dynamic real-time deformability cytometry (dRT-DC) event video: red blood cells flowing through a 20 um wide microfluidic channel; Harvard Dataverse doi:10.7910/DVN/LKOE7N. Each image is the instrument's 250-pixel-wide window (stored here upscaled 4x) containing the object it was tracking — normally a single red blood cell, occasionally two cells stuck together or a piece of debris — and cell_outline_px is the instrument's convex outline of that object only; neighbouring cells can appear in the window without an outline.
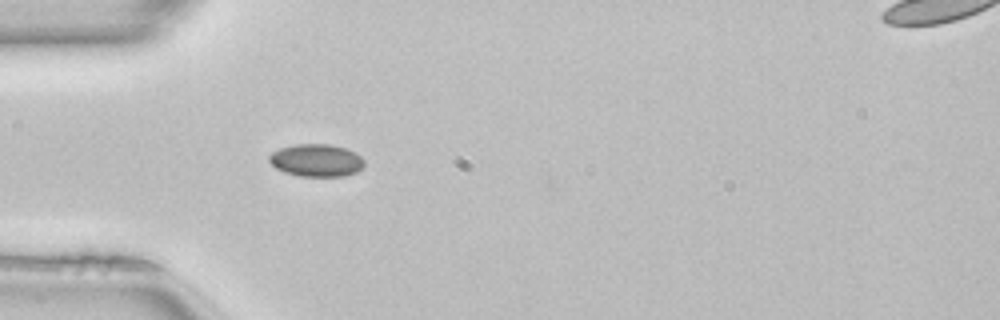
{"species": "common noctule bat (a hibernating species)", "species_latin": "Nyctalus noctula", "temperature_condition": "room temperature", "stored_images_in_passage": 36, "camera_frame_rate_fps": 3000, "um_per_image_px": 0.085, "animal": {"sex": "female", "body_mass_g": 22.7, "forearm_length_mm": 54.2}, "frame": {"image": 1, "passage_image": 1, "time_ms": 0.0, "image_size_px": [1000, 320], "cell_outline_px": [[364, 164], [356, 172], [344, 176], [300, 176], [284, 172], [276, 168], [268, 160], [268, 156], [272, 152], [280, 148], [296, 144], [328, 144], [344, 148], [356, 152], [364, 160]], "centroid_in_image_um": [26.87, 13.63], "position_along_channel_um": 58.1, "area_um2": 17.98}}
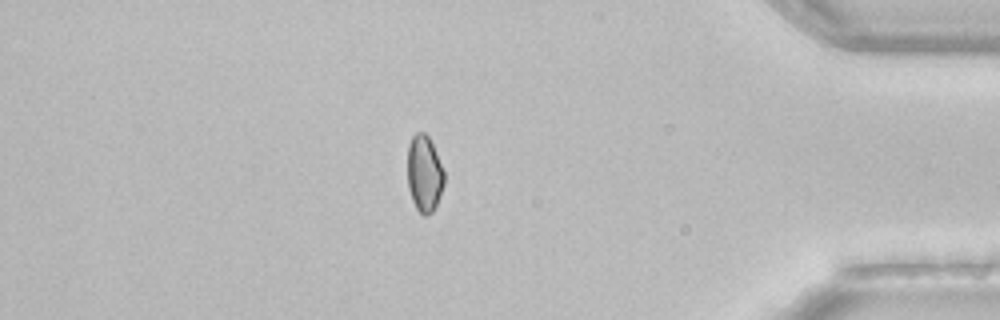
{"frame": {"image": 2, "passage_image": 29, "time_ms": 9.333, "image_size_px": [1000, 320], "cell_outline_px": [[444, 184], [436, 204], [432, 212], [428, 216], [424, 216], [416, 208], [412, 200], [408, 188], [408, 144], [412, 136], [416, 132], [424, 132], [428, 136], [436, 152], [444, 172]], "centroid_in_image_um": [36.05, 14.75], "position_along_channel_um": 399.1, "area_um2": 16.3}}
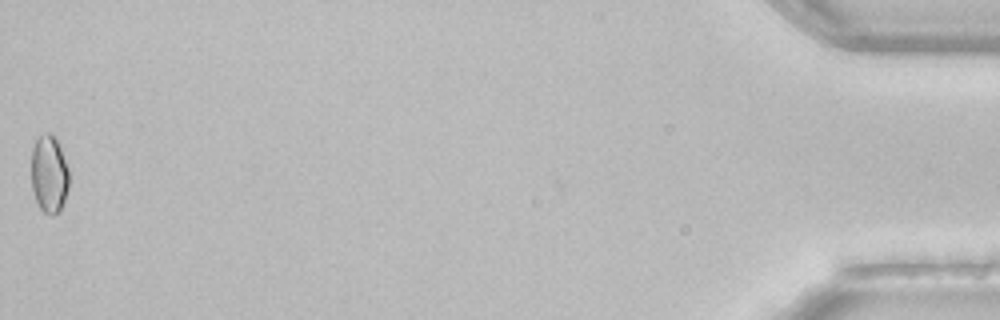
{"frame": {"image": 3, "passage_image": 36, "time_ms": 11.667, "image_size_px": [1000, 320], "cell_outline_px": [[68, 188], [60, 212], [52, 216], [48, 216], [40, 208], [36, 200], [32, 188], [32, 148], [36, 140], [44, 132], [52, 132], [56, 136], [68, 168]], "centroid_in_image_um": [4.18, 14.79], "position_along_channel_um": 431.0, "area_um2": 17.22}}